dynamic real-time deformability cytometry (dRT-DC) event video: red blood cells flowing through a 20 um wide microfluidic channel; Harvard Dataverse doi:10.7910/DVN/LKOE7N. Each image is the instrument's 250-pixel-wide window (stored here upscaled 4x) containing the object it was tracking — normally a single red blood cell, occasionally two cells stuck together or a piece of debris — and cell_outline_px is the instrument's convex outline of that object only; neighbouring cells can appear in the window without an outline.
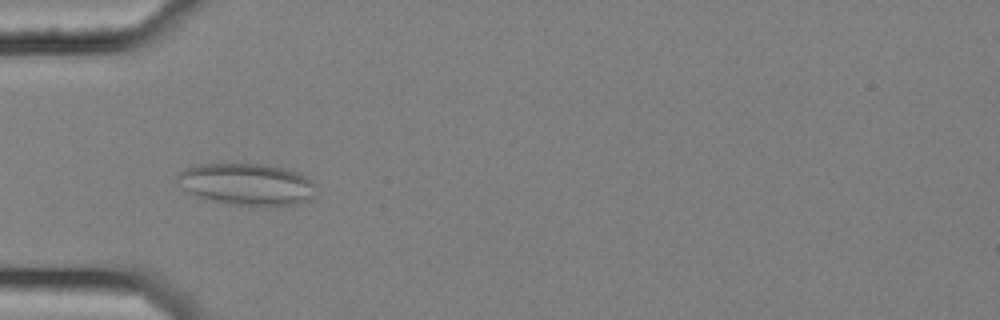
{"species": "common noctule bat (a hibernating species)", "species_latin": "Nyctalus noctula", "temperature_condition": "cold", "stored_images_in_passage": 6, "camera_frame_rate_fps": 3000, "um_per_image_px": 0.085, "animal": {"sex": "female", "body_mass_g": 25.1}, "frame": {"image": 1, "passage_image": 5, "time_ms": 1.333, "image_size_px": [1000, 320], "cell_outline_px": [[316, 184], [312, 196], [308, 200], [300, 204], [228, 204], [208, 200], [196, 196], [180, 188], [176, 184], [176, 176], [180, 172], [188, 168], [200, 164], [264, 164], [284, 168], [296, 172], [312, 180]], "centroid_in_image_um": [20.92, 15.65], "position_along_channel_um": 64.1, "area_um2": 33.52}}